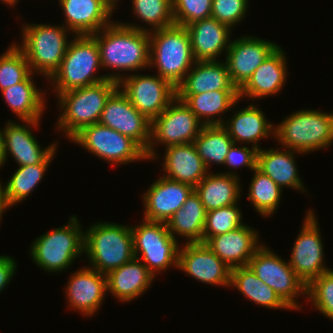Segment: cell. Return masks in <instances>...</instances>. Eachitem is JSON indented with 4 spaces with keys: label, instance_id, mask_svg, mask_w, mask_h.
Masks as SVG:
<instances>
[{
    "label": "cell",
    "instance_id": "6da1fadb",
    "mask_svg": "<svg viewBox=\"0 0 333 333\" xmlns=\"http://www.w3.org/2000/svg\"><path fill=\"white\" fill-rule=\"evenodd\" d=\"M113 22L91 35L99 47L101 68L123 72L149 67L148 29L131 23Z\"/></svg>",
    "mask_w": 333,
    "mask_h": 333
},
{
    "label": "cell",
    "instance_id": "7a4b0ae2",
    "mask_svg": "<svg viewBox=\"0 0 333 333\" xmlns=\"http://www.w3.org/2000/svg\"><path fill=\"white\" fill-rule=\"evenodd\" d=\"M100 51L91 35H80L70 41L59 68L49 78L55 84L56 95L107 79L119 81L125 75L115 72L95 77L100 69ZM117 73V74H116Z\"/></svg>",
    "mask_w": 333,
    "mask_h": 333
},
{
    "label": "cell",
    "instance_id": "3957f363",
    "mask_svg": "<svg viewBox=\"0 0 333 333\" xmlns=\"http://www.w3.org/2000/svg\"><path fill=\"white\" fill-rule=\"evenodd\" d=\"M149 39V67L156 66L157 75L176 88L196 62L186 27L174 24L151 31Z\"/></svg>",
    "mask_w": 333,
    "mask_h": 333
},
{
    "label": "cell",
    "instance_id": "277c9868",
    "mask_svg": "<svg viewBox=\"0 0 333 333\" xmlns=\"http://www.w3.org/2000/svg\"><path fill=\"white\" fill-rule=\"evenodd\" d=\"M84 253L92 269L107 275L134 255L131 226L117 223H96L84 233Z\"/></svg>",
    "mask_w": 333,
    "mask_h": 333
},
{
    "label": "cell",
    "instance_id": "5b68a950",
    "mask_svg": "<svg viewBox=\"0 0 333 333\" xmlns=\"http://www.w3.org/2000/svg\"><path fill=\"white\" fill-rule=\"evenodd\" d=\"M118 88V82L107 79L94 85L69 90L57 95L63 110L57 128L71 139L82 128L98 123L110 95Z\"/></svg>",
    "mask_w": 333,
    "mask_h": 333
},
{
    "label": "cell",
    "instance_id": "8992f818",
    "mask_svg": "<svg viewBox=\"0 0 333 333\" xmlns=\"http://www.w3.org/2000/svg\"><path fill=\"white\" fill-rule=\"evenodd\" d=\"M273 137L283 148L299 154L329 147L333 143V113L311 109L295 111L275 126Z\"/></svg>",
    "mask_w": 333,
    "mask_h": 333
},
{
    "label": "cell",
    "instance_id": "52a82bcc",
    "mask_svg": "<svg viewBox=\"0 0 333 333\" xmlns=\"http://www.w3.org/2000/svg\"><path fill=\"white\" fill-rule=\"evenodd\" d=\"M67 32V33H66ZM69 30L63 25H23L22 43L18 46L24 53L31 72H40L49 79L59 68L70 40Z\"/></svg>",
    "mask_w": 333,
    "mask_h": 333
},
{
    "label": "cell",
    "instance_id": "ba28073f",
    "mask_svg": "<svg viewBox=\"0 0 333 333\" xmlns=\"http://www.w3.org/2000/svg\"><path fill=\"white\" fill-rule=\"evenodd\" d=\"M80 222L72 215L69 223L41 235L33 241L30 256L45 271L62 272L84 253V232ZM62 270V271H61Z\"/></svg>",
    "mask_w": 333,
    "mask_h": 333
},
{
    "label": "cell",
    "instance_id": "9c48e42d",
    "mask_svg": "<svg viewBox=\"0 0 333 333\" xmlns=\"http://www.w3.org/2000/svg\"><path fill=\"white\" fill-rule=\"evenodd\" d=\"M131 231L135 257L143 260L142 263L154 276L157 271H166L171 265L178 267V251L181 246L171 235L165 222L143 220L139 226L131 227Z\"/></svg>",
    "mask_w": 333,
    "mask_h": 333
},
{
    "label": "cell",
    "instance_id": "30bf717a",
    "mask_svg": "<svg viewBox=\"0 0 333 333\" xmlns=\"http://www.w3.org/2000/svg\"><path fill=\"white\" fill-rule=\"evenodd\" d=\"M203 126L204 124L187 105L176 97L159 116L151 121V140L145 152L147 159L158 158L154 149L155 142L165 144V148L193 143Z\"/></svg>",
    "mask_w": 333,
    "mask_h": 333
},
{
    "label": "cell",
    "instance_id": "8fae6325",
    "mask_svg": "<svg viewBox=\"0 0 333 333\" xmlns=\"http://www.w3.org/2000/svg\"><path fill=\"white\" fill-rule=\"evenodd\" d=\"M71 141L116 165L147 159L145 151L134 140L99 122L82 128Z\"/></svg>",
    "mask_w": 333,
    "mask_h": 333
},
{
    "label": "cell",
    "instance_id": "7c38bea8",
    "mask_svg": "<svg viewBox=\"0 0 333 333\" xmlns=\"http://www.w3.org/2000/svg\"><path fill=\"white\" fill-rule=\"evenodd\" d=\"M248 266L291 309L301 308L295 298L301 293L306 296V285L297 277L289 262L286 263L271 249L262 245L251 257Z\"/></svg>",
    "mask_w": 333,
    "mask_h": 333
},
{
    "label": "cell",
    "instance_id": "4fadbf2b",
    "mask_svg": "<svg viewBox=\"0 0 333 333\" xmlns=\"http://www.w3.org/2000/svg\"><path fill=\"white\" fill-rule=\"evenodd\" d=\"M118 87L150 121L159 116L176 98V88L159 75H126L118 81Z\"/></svg>",
    "mask_w": 333,
    "mask_h": 333
},
{
    "label": "cell",
    "instance_id": "5bb4252c",
    "mask_svg": "<svg viewBox=\"0 0 333 333\" xmlns=\"http://www.w3.org/2000/svg\"><path fill=\"white\" fill-rule=\"evenodd\" d=\"M307 212L289 261L295 274L306 287L323 272L330 270L324 265L323 243L315 213L312 210Z\"/></svg>",
    "mask_w": 333,
    "mask_h": 333
},
{
    "label": "cell",
    "instance_id": "9a60e30c",
    "mask_svg": "<svg viewBox=\"0 0 333 333\" xmlns=\"http://www.w3.org/2000/svg\"><path fill=\"white\" fill-rule=\"evenodd\" d=\"M99 123L130 137L147 151L151 140V121L131 104L119 87L106 101Z\"/></svg>",
    "mask_w": 333,
    "mask_h": 333
},
{
    "label": "cell",
    "instance_id": "2e32d148",
    "mask_svg": "<svg viewBox=\"0 0 333 333\" xmlns=\"http://www.w3.org/2000/svg\"><path fill=\"white\" fill-rule=\"evenodd\" d=\"M277 47L251 35L231 41L224 62L232 84L239 90Z\"/></svg>",
    "mask_w": 333,
    "mask_h": 333
},
{
    "label": "cell",
    "instance_id": "e0dca14e",
    "mask_svg": "<svg viewBox=\"0 0 333 333\" xmlns=\"http://www.w3.org/2000/svg\"><path fill=\"white\" fill-rule=\"evenodd\" d=\"M184 246L178 251V269L206 284L231 286V268L205 243H186Z\"/></svg>",
    "mask_w": 333,
    "mask_h": 333
},
{
    "label": "cell",
    "instance_id": "ac0fdd59",
    "mask_svg": "<svg viewBox=\"0 0 333 333\" xmlns=\"http://www.w3.org/2000/svg\"><path fill=\"white\" fill-rule=\"evenodd\" d=\"M193 191L194 187L189 184L160 177L143 194V219L166 223Z\"/></svg>",
    "mask_w": 333,
    "mask_h": 333
},
{
    "label": "cell",
    "instance_id": "d6986e66",
    "mask_svg": "<svg viewBox=\"0 0 333 333\" xmlns=\"http://www.w3.org/2000/svg\"><path fill=\"white\" fill-rule=\"evenodd\" d=\"M65 16V27L77 36L93 35L112 20L115 6L108 0H59Z\"/></svg>",
    "mask_w": 333,
    "mask_h": 333
},
{
    "label": "cell",
    "instance_id": "ffe728a7",
    "mask_svg": "<svg viewBox=\"0 0 333 333\" xmlns=\"http://www.w3.org/2000/svg\"><path fill=\"white\" fill-rule=\"evenodd\" d=\"M21 122L27 126L8 121L2 129L5 158L7 159L10 152L19 166L40 164L57 148L55 147L57 143L54 142L55 144L42 149L30 129L31 126L34 128L39 126V121L21 120Z\"/></svg>",
    "mask_w": 333,
    "mask_h": 333
},
{
    "label": "cell",
    "instance_id": "44dd1931",
    "mask_svg": "<svg viewBox=\"0 0 333 333\" xmlns=\"http://www.w3.org/2000/svg\"><path fill=\"white\" fill-rule=\"evenodd\" d=\"M65 294L71 309L78 310L91 317L102 305L107 292V277L105 274L84 267L70 277Z\"/></svg>",
    "mask_w": 333,
    "mask_h": 333
},
{
    "label": "cell",
    "instance_id": "7402d4cb",
    "mask_svg": "<svg viewBox=\"0 0 333 333\" xmlns=\"http://www.w3.org/2000/svg\"><path fill=\"white\" fill-rule=\"evenodd\" d=\"M258 232L243 225L224 234L210 237L205 244L231 269L248 266L249 260L263 245Z\"/></svg>",
    "mask_w": 333,
    "mask_h": 333
},
{
    "label": "cell",
    "instance_id": "603a6c76",
    "mask_svg": "<svg viewBox=\"0 0 333 333\" xmlns=\"http://www.w3.org/2000/svg\"><path fill=\"white\" fill-rule=\"evenodd\" d=\"M192 53L196 61H217L222 51H228L231 28L210 17L186 26Z\"/></svg>",
    "mask_w": 333,
    "mask_h": 333
},
{
    "label": "cell",
    "instance_id": "cb8c5ba5",
    "mask_svg": "<svg viewBox=\"0 0 333 333\" xmlns=\"http://www.w3.org/2000/svg\"><path fill=\"white\" fill-rule=\"evenodd\" d=\"M278 46L265 60L257 67L247 82L238 90L239 99L265 98L275 95L285 85L286 74L288 73L286 56L284 51Z\"/></svg>",
    "mask_w": 333,
    "mask_h": 333
},
{
    "label": "cell",
    "instance_id": "d4e9b609",
    "mask_svg": "<svg viewBox=\"0 0 333 333\" xmlns=\"http://www.w3.org/2000/svg\"><path fill=\"white\" fill-rule=\"evenodd\" d=\"M165 151L164 177L195 187L208 174L194 143L169 146Z\"/></svg>",
    "mask_w": 333,
    "mask_h": 333
},
{
    "label": "cell",
    "instance_id": "484cf974",
    "mask_svg": "<svg viewBox=\"0 0 333 333\" xmlns=\"http://www.w3.org/2000/svg\"><path fill=\"white\" fill-rule=\"evenodd\" d=\"M107 291L117 297L121 302L133 301L143 292L147 291L155 276L147 266L134 257L129 262L107 275Z\"/></svg>",
    "mask_w": 333,
    "mask_h": 333
},
{
    "label": "cell",
    "instance_id": "4316f807",
    "mask_svg": "<svg viewBox=\"0 0 333 333\" xmlns=\"http://www.w3.org/2000/svg\"><path fill=\"white\" fill-rule=\"evenodd\" d=\"M193 66L187 72L184 80L176 87V94L238 90L231 82L225 62L196 61Z\"/></svg>",
    "mask_w": 333,
    "mask_h": 333
},
{
    "label": "cell",
    "instance_id": "83f0119b",
    "mask_svg": "<svg viewBox=\"0 0 333 333\" xmlns=\"http://www.w3.org/2000/svg\"><path fill=\"white\" fill-rule=\"evenodd\" d=\"M204 125H222L226 121L218 115L239 102L238 90H215L199 94H176ZM215 116V117H214ZM216 116H218L216 119ZM215 118V119H213ZM203 121H202V120Z\"/></svg>",
    "mask_w": 333,
    "mask_h": 333
},
{
    "label": "cell",
    "instance_id": "f1b7e54d",
    "mask_svg": "<svg viewBox=\"0 0 333 333\" xmlns=\"http://www.w3.org/2000/svg\"><path fill=\"white\" fill-rule=\"evenodd\" d=\"M265 118V114L254 104L238 110L234 116L229 118L222 126L230 135L233 143H252V147L257 150L261 148L257 144L262 138H267L269 134L274 135V125Z\"/></svg>",
    "mask_w": 333,
    "mask_h": 333
},
{
    "label": "cell",
    "instance_id": "f546056e",
    "mask_svg": "<svg viewBox=\"0 0 333 333\" xmlns=\"http://www.w3.org/2000/svg\"><path fill=\"white\" fill-rule=\"evenodd\" d=\"M236 173L208 174L194 187L206 212L237 204L241 187Z\"/></svg>",
    "mask_w": 333,
    "mask_h": 333
},
{
    "label": "cell",
    "instance_id": "4dcf8cb0",
    "mask_svg": "<svg viewBox=\"0 0 333 333\" xmlns=\"http://www.w3.org/2000/svg\"><path fill=\"white\" fill-rule=\"evenodd\" d=\"M295 152L290 149H260L257 151L256 168L269 176L281 189L290 187L304 191L306 189L295 165Z\"/></svg>",
    "mask_w": 333,
    "mask_h": 333
},
{
    "label": "cell",
    "instance_id": "1f68e13d",
    "mask_svg": "<svg viewBox=\"0 0 333 333\" xmlns=\"http://www.w3.org/2000/svg\"><path fill=\"white\" fill-rule=\"evenodd\" d=\"M32 76L31 72L22 82L2 90L1 93L20 120L40 121L46 105L45 94L41 89H37Z\"/></svg>",
    "mask_w": 333,
    "mask_h": 333
},
{
    "label": "cell",
    "instance_id": "d6a6232c",
    "mask_svg": "<svg viewBox=\"0 0 333 333\" xmlns=\"http://www.w3.org/2000/svg\"><path fill=\"white\" fill-rule=\"evenodd\" d=\"M206 213L199 195L194 190L182 208L166 222L168 230L176 240V235H180L188 239L187 243L203 242Z\"/></svg>",
    "mask_w": 333,
    "mask_h": 333
},
{
    "label": "cell",
    "instance_id": "836d02e7",
    "mask_svg": "<svg viewBox=\"0 0 333 333\" xmlns=\"http://www.w3.org/2000/svg\"><path fill=\"white\" fill-rule=\"evenodd\" d=\"M230 285L255 304L273 309H291L271 287L255 275L249 266L231 269Z\"/></svg>",
    "mask_w": 333,
    "mask_h": 333
},
{
    "label": "cell",
    "instance_id": "e575fe53",
    "mask_svg": "<svg viewBox=\"0 0 333 333\" xmlns=\"http://www.w3.org/2000/svg\"><path fill=\"white\" fill-rule=\"evenodd\" d=\"M193 143L208 170L212 163L224 165L233 140L222 125H204Z\"/></svg>",
    "mask_w": 333,
    "mask_h": 333
},
{
    "label": "cell",
    "instance_id": "d590c367",
    "mask_svg": "<svg viewBox=\"0 0 333 333\" xmlns=\"http://www.w3.org/2000/svg\"><path fill=\"white\" fill-rule=\"evenodd\" d=\"M55 149L42 163L35 165L19 166L8 183L4 186L5 194L10 206L19 203L37 187L50 165Z\"/></svg>",
    "mask_w": 333,
    "mask_h": 333
},
{
    "label": "cell",
    "instance_id": "8d00e7d4",
    "mask_svg": "<svg viewBox=\"0 0 333 333\" xmlns=\"http://www.w3.org/2000/svg\"><path fill=\"white\" fill-rule=\"evenodd\" d=\"M253 172L248 199L261 216H271L279 206L283 189L257 168Z\"/></svg>",
    "mask_w": 333,
    "mask_h": 333
},
{
    "label": "cell",
    "instance_id": "74e56055",
    "mask_svg": "<svg viewBox=\"0 0 333 333\" xmlns=\"http://www.w3.org/2000/svg\"><path fill=\"white\" fill-rule=\"evenodd\" d=\"M133 13L145 24L153 27L150 31L170 27L175 24L172 0H132Z\"/></svg>",
    "mask_w": 333,
    "mask_h": 333
},
{
    "label": "cell",
    "instance_id": "f35d334b",
    "mask_svg": "<svg viewBox=\"0 0 333 333\" xmlns=\"http://www.w3.org/2000/svg\"><path fill=\"white\" fill-rule=\"evenodd\" d=\"M31 73L29 63L17 44L0 55V90L22 82Z\"/></svg>",
    "mask_w": 333,
    "mask_h": 333
},
{
    "label": "cell",
    "instance_id": "ab89813d",
    "mask_svg": "<svg viewBox=\"0 0 333 333\" xmlns=\"http://www.w3.org/2000/svg\"><path fill=\"white\" fill-rule=\"evenodd\" d=\"M242 213L237 204L211 210L206 213L203 243L210 237L224 234L243 225Z\"/></svg>",
    "mask_w": 333,
    "mask_h": 333
},
{
    "label": "cell",
    "instance_id": "60d3db41",
    "mask_svg": "<svg viewBox=\"0 0 333 333\" xmlns=\"http://www.w3.org/2000/svg\"><path fill=\"white\" fill-rule=\"evenodd\" d=\"M314 307L333 320V270L323 272L306 287V297Z\"/></svg>",
    "mask_w": 333,
    "mask_h": 333
},
{
    "label": "cell",
    "instance_id": "b9f144b4",
    "mask_svg": "<svg viewBox=\"0 0 333 333\" xmlns=\"http://www.w3.org/2000/svg\"><path fill=\"white\" fill-rule=\"evenodd\" d=\"M212 0H172L175 25L184 26L211 17Z\"/></svg>",
    "mask_w": 333,
    "mask_h": 333
},
{
    "label": "cell",
    "instance_id": "7bdbcfd3",
    "mask_svg": "<svg viewBox=\"0 0 333 333\" xmlns=\"http://www.w3.org/2000/svg\"><path fill=\"white\" fill-rule=\"evenodd\" d=\"M248 1L212 0L211 17L232 29L236 23H240L245 18Z\"/></svg>",
    "mask_w": 333,
    "mask_h": 333
},
{
    "label": "cell",
    "instance_id": "ee69618b",
    "mask_svg": "<svg viewBox=\"0 0 333 333\" xmlns=\"http://www.w3.org/2000/svg\"><path fill=\"white\" fill-rule=\"evenodd\" d=\"M236 145L237 144L233 143L229 148L224 165L234 169L240 166H246L249 167L248 169L254 170L256 168L258 150L254 147L249 149L246 146L236 147Z\"/></svg>",
    "mask_w": 333,
    "mask_h": 333
},
{
    "label": "cell",
    "instance_id": "f6af8a7d",
    "mask_svg": "<svg viewBox=\"0 0 333 333\" xmlns=\"http://www.w3.org/2000/svg\"><path fill=\"white\" fill-rule=\"evenodd\" d=\"M16 261L14 258L6 255L0 256V292L6 288V285L12 280L16 271Z\"/></svg>",
    "mask_w": 333,
    "mask_h": 333
},
{
    "label": "cell",
    "instance_id": "bcb514c9",
    "mask_svg": "<svg viewBox=\"0 0 333 333\" xmlns=\"http://www.w3.org/2000/svg\"><path fill=\"white\" fill-rule=\"evenodd\" d=\"M1 184L2 183L0 182V220H1V217H2V214L4 213V211H6V209L11 207L8 203L4 186Z\"/></svg>",
    "mask_w": 333,
    "mask_h": 333
},
{
    "label": "cell",
    "instance_id": "7dc6e473",
    "mask_svg": "<svg viewBox=\"0 0 333 333\" xmlns=\"http://www.w3.org/2000/svg\"><path fill=\"white\" fill-rule=\"evenodd\" d=\"M6 158H5V152H4V145H3V135L2 130L0 129V167L5 164Z\"/></svg>",
    "mask_w": 333,
    "mask_h": 333
},
{
    "label": "cell",
    "instance_id": "c3c4849f",
    "mask_svg": "<svg viewBox=\"0 0 333 333\" xmlns=\"http://www.w3.org/2000/svg\"><path fill=\"white\" fill-rule=\"evenodd\" d=\"M1 1H3L4 3H6L9 6H14L17 4L16 2H18V0H1Z\"/></svg>",
    "mask_w": 333,
    "mask_h": 333
},
{
    "label": "cell",
    "instance_id": "681fc988",
    "mask_svg": "<svg viewBox=\"0 0 333 333\" xmlns=\"http://www.w3.org/2000/svg\"><path fill=\"white\" fill-rule=\"evenodd\" d=\"M108 1L116 7V3H117L118 0H108Z\"/></svg>",
    "mask_w": 333,
    "mask_h": 333
}]
</instances>
